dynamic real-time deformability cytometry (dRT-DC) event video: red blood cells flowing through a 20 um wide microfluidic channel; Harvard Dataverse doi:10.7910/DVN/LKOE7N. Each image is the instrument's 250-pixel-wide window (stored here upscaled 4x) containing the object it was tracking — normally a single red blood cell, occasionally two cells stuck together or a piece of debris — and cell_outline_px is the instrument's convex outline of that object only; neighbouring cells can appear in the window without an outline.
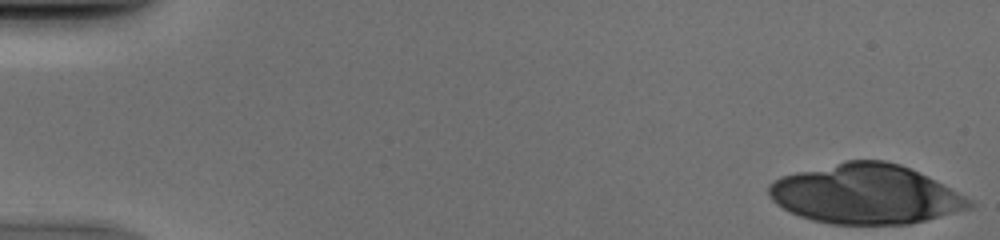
{"species": "human", "species_latin": "Homo sapiens", "temperature_condition": "cold", "stored_images_in_passage": 39, "camera_frame_rate_fps": 3000, "um_per_image_px": 0.085, "donor": {"sex": "male"}, "frame": {"image": 1, "passage_image": 1, "time_ms": 0.0, "image_size_px": [1000, 240], "cell_outline_px": [[976, 204], [972, 208], [908, 224], [832, 224], [812, 220], [800, 216], [776, 204], [768, 196], [768, 184], [780, 176], [844, 160], [884, 160], [900, 164], [972, 200]], "centroid_in_image_um": [73.52, 16.5], "position_along_channel_um": 11.5, "area_um2": 69.01}}